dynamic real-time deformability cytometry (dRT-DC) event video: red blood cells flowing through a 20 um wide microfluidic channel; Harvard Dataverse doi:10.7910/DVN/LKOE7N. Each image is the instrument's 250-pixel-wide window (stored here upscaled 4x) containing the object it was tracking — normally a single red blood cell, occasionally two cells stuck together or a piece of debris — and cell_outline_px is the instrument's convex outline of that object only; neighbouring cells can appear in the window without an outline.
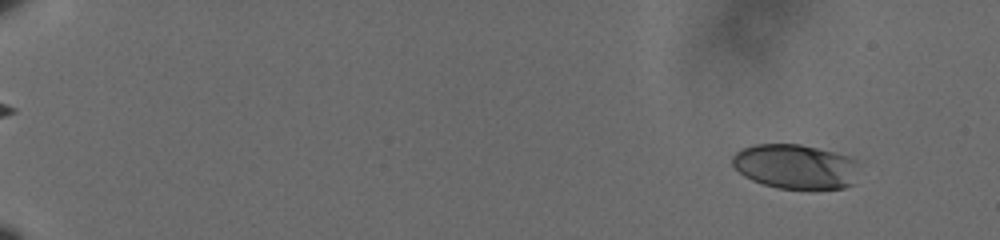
{"species": "human", "species_latin": "Homo sapiens", "temperature_condition": "cold", "stored_images_in_passage": 16, "camera_frame_rate_fps": 3000, "um_per_image_px": 0.085, "donor": {"sex": "male"}, "frame": {"image": 1, "passage_image": 4, "time_ms": 1.0, "image_size_px": [1000, 240], "cell_outline_px": [[856, 160], [852, 184], [844, 188], [812, 192], [776, 188], [752, 180], [744, 176], [732, 164], [732, 156], [740, 148], [756, 144], [800, 144], [848, 156]], "centroid_in_image_um": [67.57, 14.2], "position_along_channel_um": 17.4, "area_um2": 33.41}}
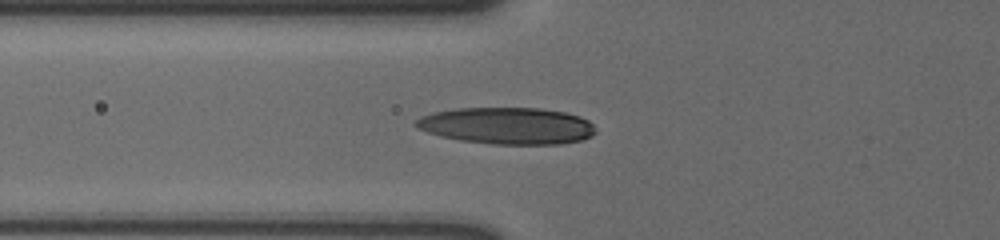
{"frame": {"image": 2, "passage_image": 13, "time_ms": 4.0, "image_size_px": [1000, 240], "cell_outline_px": [[596, 132], [592, 136], [580, 140], [560, 144], [492, 144], [460, 140], [440, 136], [416, 128], [412, 124], [420, 116], [432, 112], [456, 108], [540, 108], [564, 112], [580, 116], [588, 120], [596, 128]], "centroid_in_image_um": [43.09, 10.68], "position_along_channel_um": 82.7, "area_um2": 38.73}}
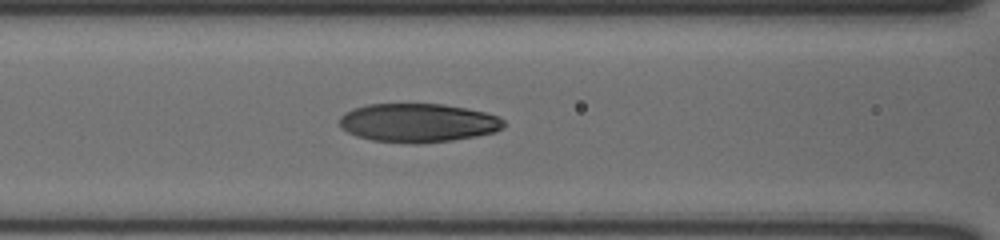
{"frame": {"image": 3, "passage_image": 16, "time_ms": 5.0, "image_size_px": [1000, 240], "cell_outline_px": [[504, 128], [492, 132], [476, 136], [452, 140], [416, 144], [408, 144], [372, 140], [356, 136], [340, 128], [340, 116], [344, 112], [352, 108], [368, 104], [444, 104], [484, 112], [496, 116], [504, 120]], "centroid_in_image_um": [35.48, 10.44], "position_along_channel_um": 131.1, "area_um2": 37.17}}